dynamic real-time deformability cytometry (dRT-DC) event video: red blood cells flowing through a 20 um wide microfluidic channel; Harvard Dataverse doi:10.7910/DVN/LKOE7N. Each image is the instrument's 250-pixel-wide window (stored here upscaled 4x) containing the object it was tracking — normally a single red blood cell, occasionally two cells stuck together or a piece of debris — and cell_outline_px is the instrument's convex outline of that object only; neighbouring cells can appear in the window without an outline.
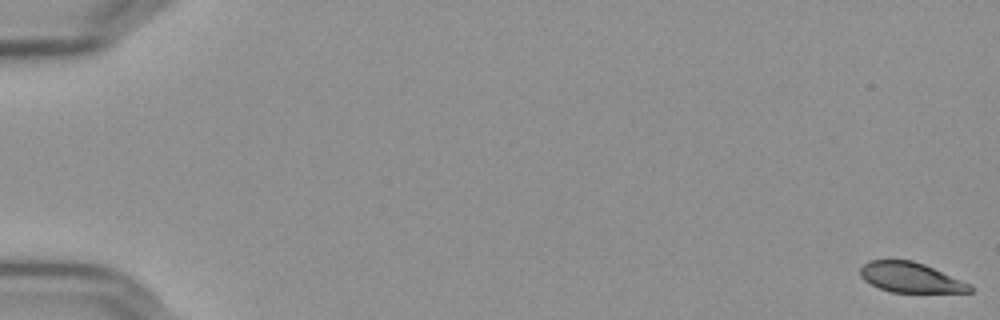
{"species": "Egyptian fruit bat (a non-hibernating species)", "species_latin": "Rousettus aegyptiacus", "temperature_condition": "cold", "stored_images_in_passage": 58, "camera_frame_rate_fps": 3000, "um_per_image_px": 0.085, "frame": {"image": 1, "passage_image": 1, "time_ms": 0.0, "image_size_px": [1000, 320], "cell_outline_px": [[972, 292], [892, 292], [880, 288], [864, 280], [860, 276], [860, 268], [868, 260], [912, 260], [924, 264], [972, 284]], "centroid_in_image_um": [77.41, 23.58], "position_along_channel_um": 7.6, "area_um2": 19.13}}
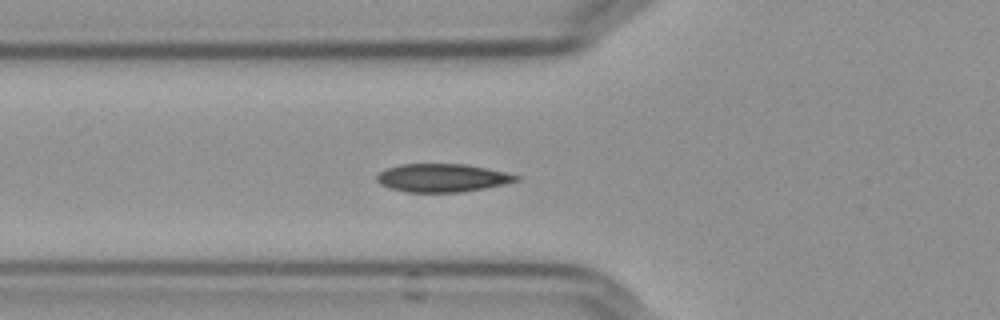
{"frame": {"image": 2, "passage_image": 22, "time_ms": 7.0, "image_size_px": [1000, 320], "cell_outline_px": [[520, 180], [504, 184], [464, 192], [408, 192], [392, 188], [380, 184], [376, 180], [376, 176], [384, 168], [400, 164], [464, 164], [488, 168], [520, 176]], "centroid_in_image_um": [37.58, 15.11], "position_along_channel_um": 88.2, "area_um2": 22.89}}
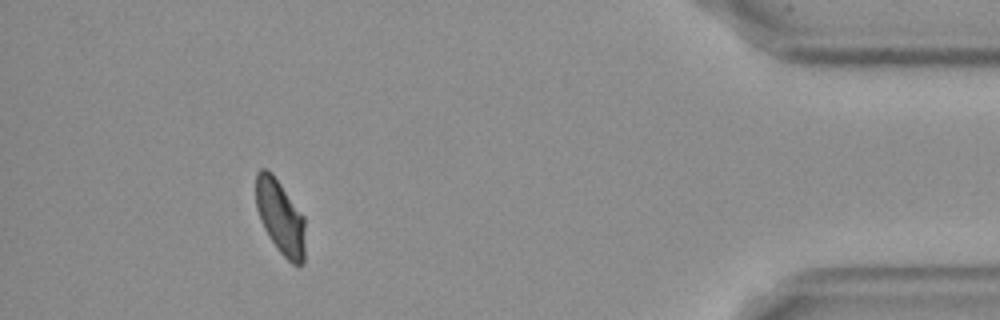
{"frame": {"image": 3, "passage_image": 53, "time_ms": 17.333, "image_size_px": [1000, 320], "cell_outline_px": [[304, 264], [292, 264], [276, 248], [264, 228], [260, 220], [256, 208], [256, 172], [260, 168], [268, 168], [272, 172], [304, 216]], "centroid_in_image_um": [23.81, 18.42], "position_along_channel_um": 411.4, "area_um2": 21.39}, "authors_computed_cell_mechanics": {"area_um2": 21.9351, "velocity_mm_per_s": 3.6159, "shape_relaxation_time_tau1_ms": 6.7819, "shape_relaxation_time_tau2_ms": 1.6373, "deformation_change_tau1": 0.1612, "deformation_change_tau2": 0.0436}}